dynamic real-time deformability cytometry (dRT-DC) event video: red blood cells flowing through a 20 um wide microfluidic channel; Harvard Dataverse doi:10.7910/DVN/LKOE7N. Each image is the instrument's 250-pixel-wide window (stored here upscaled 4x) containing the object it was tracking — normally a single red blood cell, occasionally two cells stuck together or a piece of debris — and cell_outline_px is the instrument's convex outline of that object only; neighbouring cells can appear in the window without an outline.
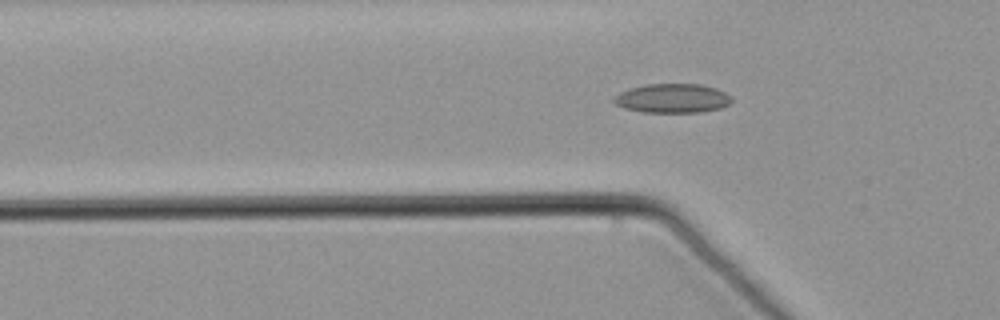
{"species": "common noctule bat (a hibernating species)", "species_latin": "Nyctalus noctula", "temperature_condition": "warm", "stored_images_in_passage": 42, "camera_frame_rate_fps": 3000, "um_per_image_px": 0.085, "animal": {"sex": "male", "body_mass_g": 21.5, "forearm_length_mm": 52.0}, "frame": {"image": 1, "passage_image": 9, "time_ms": 2.667, "image_size_px": [1000, 320], "cell_outline_px": [[732, 100], [728, 104], [720, 108], [700, 112], [644, 112], [624, 108], [616, 104], [612, 100], [620, 92], [632, 88], [648, 84], [700, 84], [716, 88], [732, 96]], "centroid_in_image_um": [57.18, 8.35], "position_along_channel_um": 68.6, "area_um2": 19.83}}
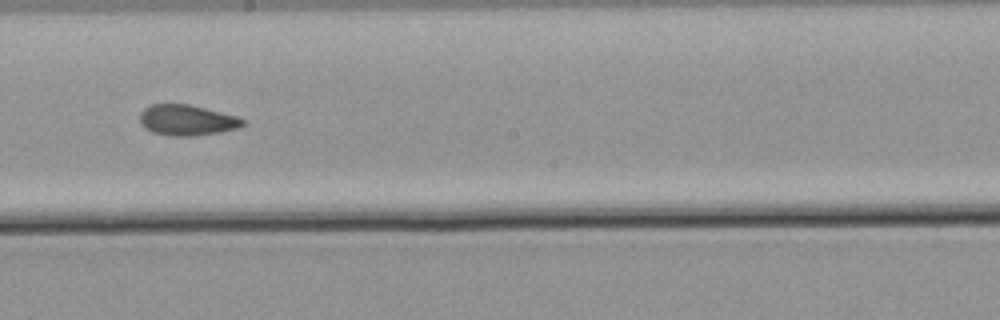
{"frame": {"image": 2, "passage_image": 23, "time_ms": 7.333, "image_size_px": [1000, 320], "cell_outline_px": [[244, 124], [236, 128], [216, 132], [192, 136], [172, 136], [152, 132], [144, 128], [140, 124], [140, 112], [144, 108], [152, 104], [188, 104], [236, 116], [244, 120]], "centroid_in_image_um": [15.82, 10.21], "position_along_channel_um": 232.4, "area_um2": 18.15}}
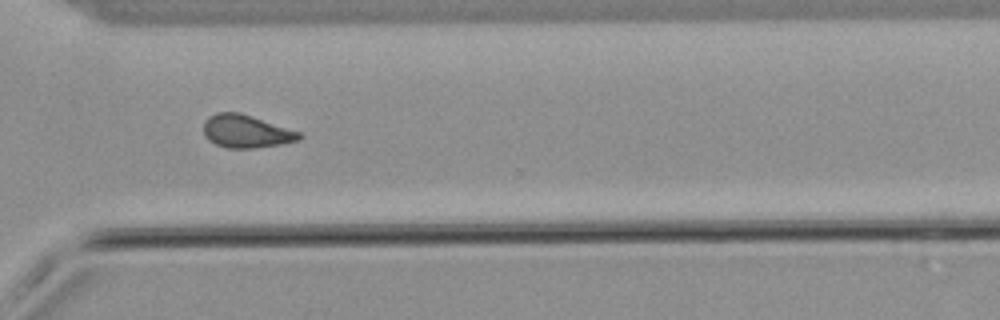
{"frame": {"image": 3, "passage_image": 33, "time_ms": 10.667, "image_size_px": [1000, 320], "cell_outline_px": [[304, 136], [300, 140], [280, 144], [256, 148], [228, 148], [216, 144], [208, 140], [204, 136], [204, 120], [208, 116], [216, 112], [240, 112], [300, 132]], "centroid_in_image_um": [20.91, 11.16], "position_along_channel_um": 349.7, "area_um2": 18.44}}